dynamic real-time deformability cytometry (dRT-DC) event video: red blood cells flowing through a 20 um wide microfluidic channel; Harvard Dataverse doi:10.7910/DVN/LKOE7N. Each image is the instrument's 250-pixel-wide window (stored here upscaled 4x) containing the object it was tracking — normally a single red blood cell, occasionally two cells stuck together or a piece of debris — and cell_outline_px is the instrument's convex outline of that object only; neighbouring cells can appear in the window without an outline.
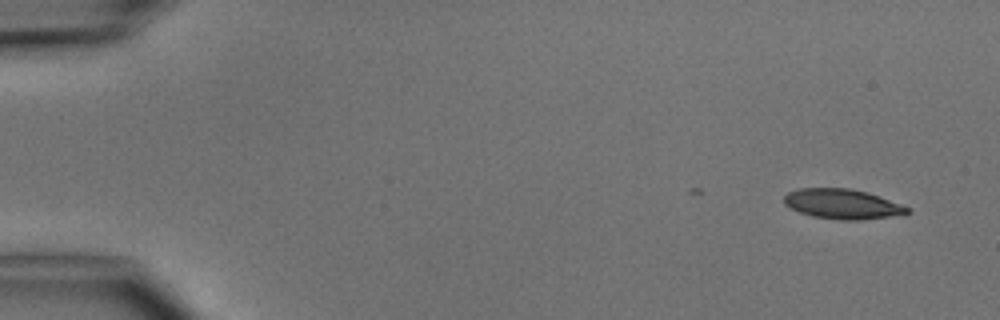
{"species": "common noctule bat (a hibernating species)", "species_latin": "Nyctalus noctula", "temperature_condition": "cold", "stored_images_in_passage": 4, "camera_frame_rate_fps": 3000, "um_per_image_px": 0.085, "animal": {"sex": "male", "body_mass_g": 15.6}, "frame": {"image": 1, "passage_image": 1, "time_ms": 0.0, "image_size_px": [1000, 320], "cell_outline_px": [[912, 212], [888, 216], [860, 220], [840, 220], [812, 216], [800, 212], [784, 204], [784, 196], [788, 192], [800, 188], [848, 188], [868, 192], [880, 196], [900, 204], [908, 208]], "centroid_in_image_um": [71.58, 17.33], "position_along_channel_um": 13.4, "area_um2": 21.27}}
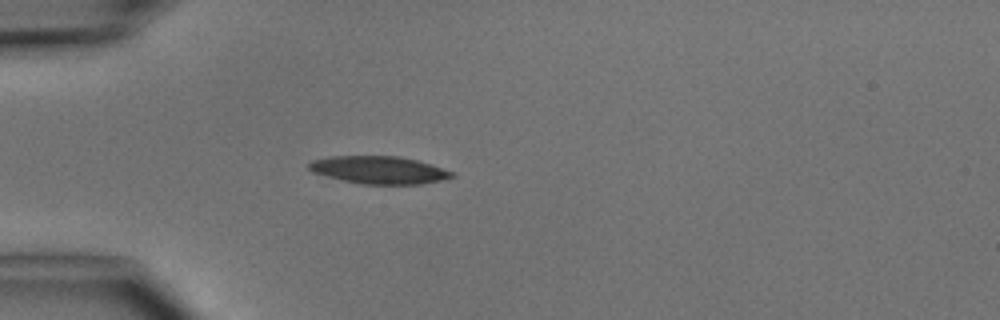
{"frame": {"image": 2, "passage_image": 4, "time_ms": 3.667, "image_size_px": [1000, 320], "cell_outline_px": [[456, 176], [440, 180], [420, 184], [360, 184], [312, 172], [308, 168], [308, 164], [312, 160], [332, 156], [400, 156], [416, 160], [456, 172]], "centroid_in_image_um": [32.24, 14.44], "position_along_channel_um": 52.8, "area_um2": 22.89}}